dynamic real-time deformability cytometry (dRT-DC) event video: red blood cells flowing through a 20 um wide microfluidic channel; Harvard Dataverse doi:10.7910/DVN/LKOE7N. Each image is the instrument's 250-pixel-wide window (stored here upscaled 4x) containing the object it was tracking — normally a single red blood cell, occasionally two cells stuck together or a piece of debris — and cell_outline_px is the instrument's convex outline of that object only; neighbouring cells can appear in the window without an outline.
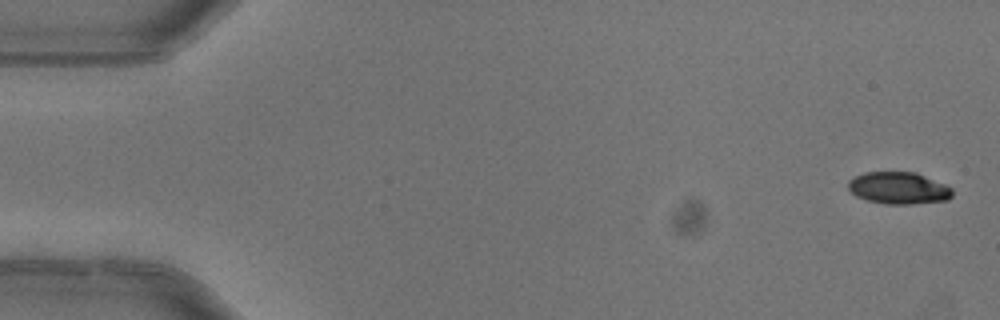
{"species": "common noctule bat (a hibernating species)", "species_latin": "Nyctalus noctula", "temperature_condition": "warm", "stored_images_in_passage": 6, "segment_of_instrument_passage": [1, 2], "camera_frame_rate_fps": 3000, "um_per_image_px": 0.085, "animal": {"sex": "female"}, "frame": {"image": 1, "passage_image": 1, "time_ms": 0.0, "image_size_px": [1000, 320], "cell_outline_px": [[952, 196], [948, 200], [912, 204], [884, 204], [868, 200], [856, 196], [848, 188], [848, 180], [864, 172], [916, 172], [944, 184], [952, 188]], "centroid_in_image_um": [76.38, 15.99], "position_along_channel_um": 8.6, "area_um2": 19.42}}
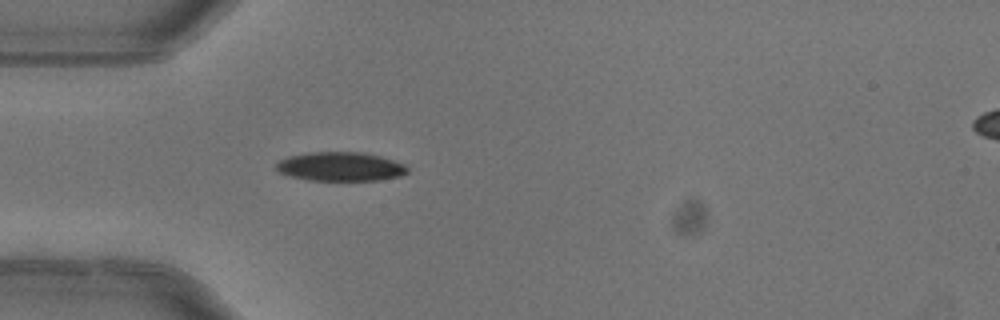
{"frame": {"image": 2, "passage_image": 5, "time_ms": 1.333, "image_size_px": [1000, 320], "cell_outline_px": [[408, 172], [400, 176], [380, 180], [308, 180], [292, 176], [280, 172], [276, 168], [276, 164], [280, 160], [288, 156], [308, 152], [364, 152], [380, 156], [404, 164], [408, 168]], "centroid_in_image_um": [28.95, 14.15], "position_along_channel_um": 56.1, "area_um2": 22.08}}